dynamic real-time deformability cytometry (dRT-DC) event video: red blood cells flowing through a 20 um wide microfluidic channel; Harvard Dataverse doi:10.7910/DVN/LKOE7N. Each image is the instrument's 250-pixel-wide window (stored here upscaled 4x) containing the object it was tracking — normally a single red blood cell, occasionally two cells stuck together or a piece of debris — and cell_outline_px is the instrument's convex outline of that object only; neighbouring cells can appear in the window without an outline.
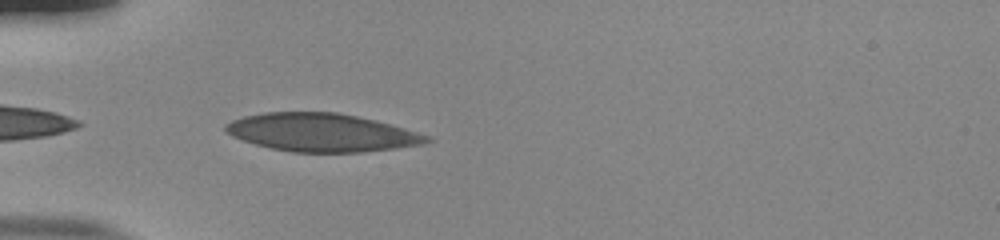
{"species": "human", "species_latin": "Homo sapiens", "temperature_condition": "room temperature", "stored_images_in_passage": 36, "camera_frame_rate_fps": 3000, "um_per_image_px": 0.085, "donor": {"sex": "male"}, "frame": {"image": 1, "passage_image": 2, "time_ms": 0.333, "image_size_px": [1000, 240], "cell_outline_px": [[436, 140], [424, 144], [396, 148], [364, 152], [292, 152], [272, 148], [256, 144], [232, 136], [224, 132], [224, 124], [232, 120], [244, 116], [264, 112], [336, 112], [376, 120], [432, 136]], "centroid_in_image_um": [27.37, 11.26], "position_along_channel_um": 57.6, "area_um2": 44.85}}
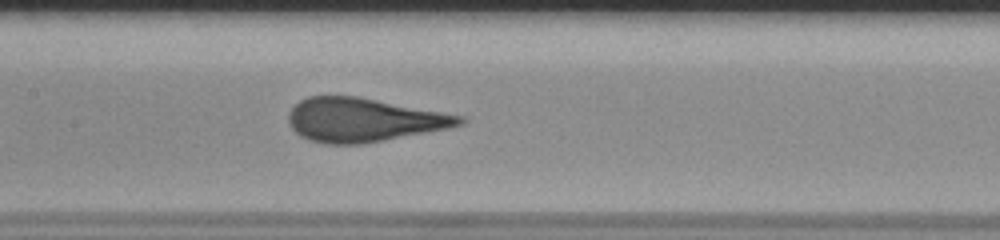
{"frame": {"image": 2, "passage_image": 12, "time_ms": 3.667, "image_size_px": [1000, 240], "cell_outline_px": [[468, 120], [464, 124], [448, 128], [364, 144], [328, 144], [308, 140], [300, 136], [292, 128], [288, 120], [288, 112], [300, 100], [308, 96], [356, 96], [464, 116]], "centroid_in_image_um": [30.89, 10.2], "position_along_channel_um": 176.5, "area_um2": 43.52}}
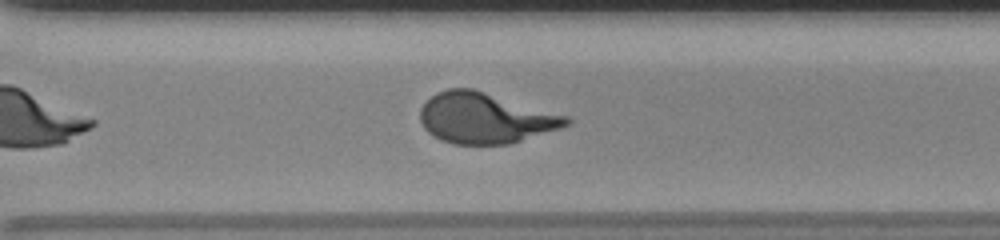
{"frame": {"image": 3, "passage_image": 24, "time_ms": 7.667, "image_size_px": [1000, 240], "cell_outline_px": [[572, 124], [560, 128], [508, 144], [452, 144], [440, 140], [432, 136], [424, 128], [420, 120], [420, 108], [436, 92], [448, 88], [472, 88], [568, 116], [572, 120]], "centroid_in_image_um": [41.22, 10.04], "position_along_channel_um": 329.4, "area_um2": 43.0}, "authors_computed_cell_mechanics": {"area_um2": 43.6968, "velocity_mm_per_s": 3.8288, "shape_relaxation_time_tau1_ms": 7.4229, "shape_relaxation_time_tau2_ms": null, "deformation_change_tau1": 0.2709, "deformation_change_tau2": null}}